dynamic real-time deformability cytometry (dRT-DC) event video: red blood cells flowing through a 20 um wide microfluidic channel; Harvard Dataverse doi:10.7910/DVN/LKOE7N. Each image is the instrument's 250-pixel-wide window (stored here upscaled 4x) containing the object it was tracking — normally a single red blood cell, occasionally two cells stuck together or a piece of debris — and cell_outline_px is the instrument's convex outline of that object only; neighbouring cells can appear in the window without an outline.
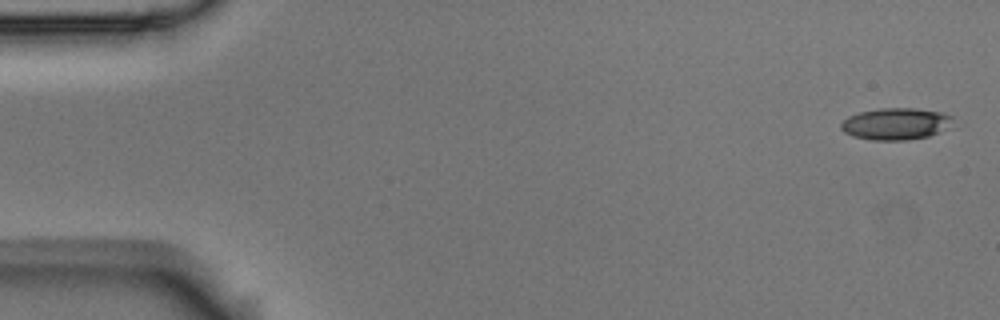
{"species": "Egyptian fruit bat (a non-hibernating species)", "species_latin": "Rousettus aegyptiacus", "temperature_condition": "room temperature", "stored_images_in_passage": 9, "camera_frame_rate_fps": 3000, "um_per_image_px": 0.085, "animal": {"sex": "male"}, "frame": {"image": 1, "passage_image": 1, "time_ms": 0.0, "image_size_px": [1000, 320], "cell_outline_px": [[956, 128], [928, 136], [908, 140], [872, 140], [852, 136], [844, 132], [840, 128], [840, 124], [848, 116], [860, 112], [880, 108], [916, 108], [940, 112], [952, 116]], "centroid_in_image_um": [76.22, 10.53], "position_along_channel_um": 8.8, "area_um2": 21.21}}
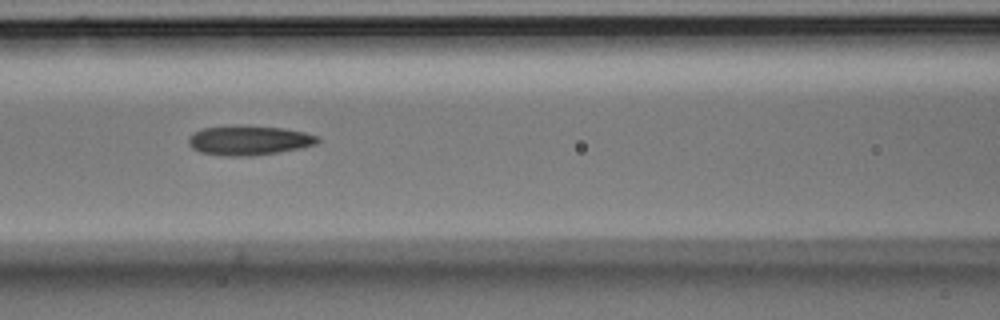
{"frame": {"image": 2, "passage_image": 6, "time_ms": 1.667, "image_size_px": [1000, 320], "cell_outline_px": [[320, 140], [316, 144], [300, 148], [252, 156], [224, 156], [200, 152], [192, 148], [188, 144], [188, 136], [204, 128], [284, 128], [304, 132], [316, 136]], "centroid_in_image_um": [21.16, 11.98], "position_along_channel_um": 145.4, "area_um2": 21.21}}
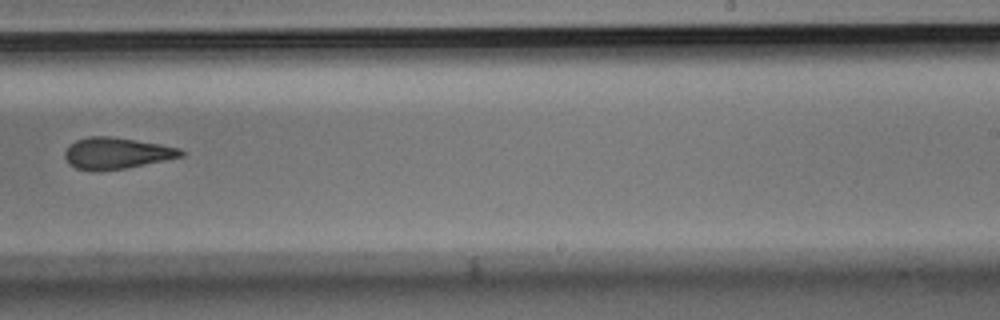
{"frame": {"image": 3, "passage_image": 9, "time_ms": 2.667, "image_size_px": [1000, 320], "cell_outline_px": [[184, 156], [124, 168], [100, 172], [76, 168], [68, 164], [64, 156], [64, 152], [76, 140], [88, 136], [112, 136], [160, 144], [180, 148], [184, 152]], "centroid_in_image_um": [9.88, 13.02], "position_along_channel_um": 279.1, "area_um2": 21.21}}